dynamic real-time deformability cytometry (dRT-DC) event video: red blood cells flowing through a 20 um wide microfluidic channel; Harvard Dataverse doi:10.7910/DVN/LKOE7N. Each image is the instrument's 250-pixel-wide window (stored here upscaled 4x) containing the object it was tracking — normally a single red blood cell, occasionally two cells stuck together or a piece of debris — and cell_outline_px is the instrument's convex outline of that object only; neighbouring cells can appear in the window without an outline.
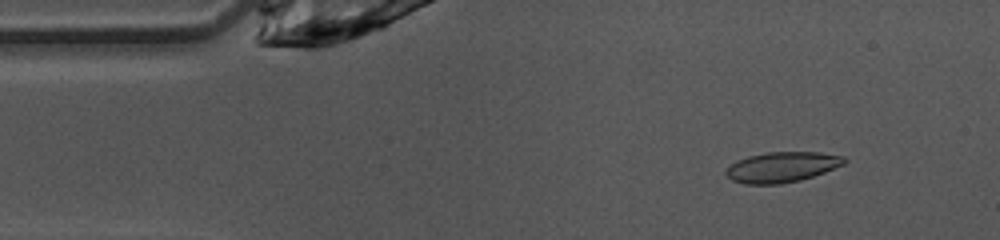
{"species": "common noctule bat (a hibernating species)", "species_latin": "Nyctalus noctula", "temperature_condition": "warm", "stored_images_in_passage": 47, "camera_frame_rate_fps": 3000, "um_per_image_px": 0.085, "animal": {"sex": "female", "body_mass_g": 10.0, "forearm_length_mm": 53.1}, "frame": {"image": 1, "passage_image": 5, "time_ms": 1.333, "image_size_px": [1000, 240], "cell_outline_px": [[848, 160], [844, 164], [824, 172], [800, 180], [780, 184], [744, 184], [732, 180], [724, 176], [724, 172], [736, 160], [748, 156], [768, 152], [820, 152], [844, 156]], "centroid_in_image_um": [66.45, 14.2], "position_along_channel_um": 18.6, "area_um2": 20.98}}
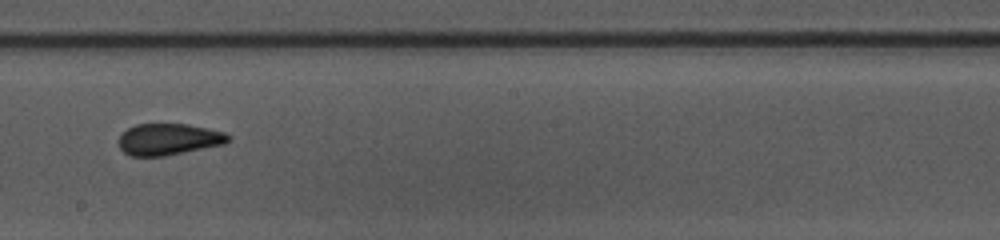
{"frame": {"image": 2, "passage_image": 25, "time_ms": 8.0, "image_size_px": [1000, 240], "cell_outline_px": [[232, 140], [224, 144], [164, 156], [132, 156], [124, 152], [120, 148], [116, 140], [128, 128], [136, 124], [188, 124], [208, 128], [224, 132], [232, 136]], "centroid_in_image_um": [14.35, 11.83], "position_along_channel_um": 233.9, "area_um2": 20.23}}
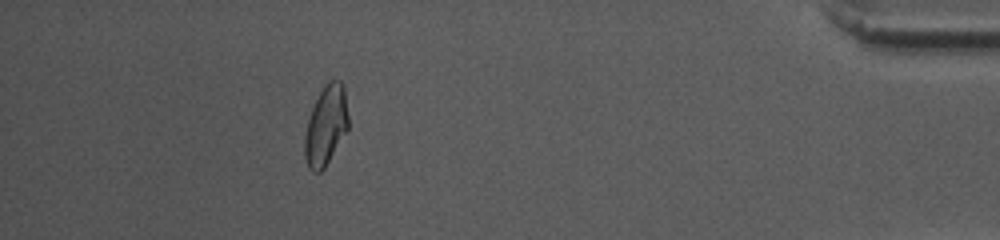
{"frame": {"image": 3, "passage_image": 42, "time_ms": 13.667, "image_size_px": [1000, 240], "cell_outline_px": [[348, 128], [324, 168], [320, 172], [312, 172], [308, 168], [304, 156], [304, 136], [308, 120], [312, 108], [320, 92], [328, 80], [340, 80], [344, 84], [348, 116]], "centroid_in_image_um": [27.69, 10.67], "position_along_channel_um": 407.5, "area_um2": 20.17}, "authors_computed_cell_mechanics": {"area_um2": 20.23, "velocity_mm_per_s": 4.1136, "shape_relaxation_time_tau1_ms": 9.4093, "shape_relaxation_time_tau2_ms": null, "deformation_change_tau1": 0.2154, "deformation_change_tau2": null}}